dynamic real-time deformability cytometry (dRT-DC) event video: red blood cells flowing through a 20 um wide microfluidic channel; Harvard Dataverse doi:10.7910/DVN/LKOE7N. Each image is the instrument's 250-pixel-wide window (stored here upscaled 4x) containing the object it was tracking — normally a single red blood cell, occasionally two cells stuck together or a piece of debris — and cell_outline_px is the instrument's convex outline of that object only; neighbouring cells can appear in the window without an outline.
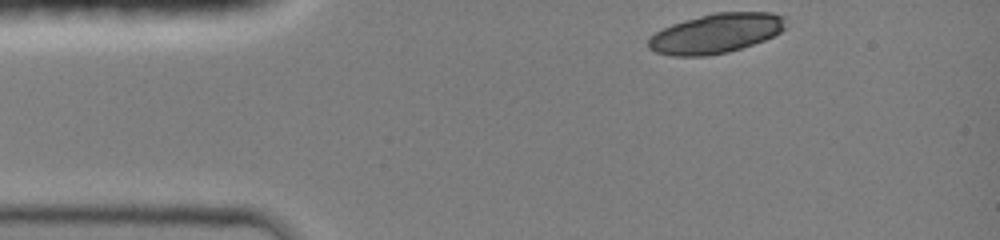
{"species": "common noctule bat (a hibernating species)", "species_latin": "Nyctalus noctula", "temperature_condition": "room temperature", "stored_images_in_passage": 35, "camera_frame_rate_fps": 3000, "um_per_image_px": 0.085, "animal": {"sex": "female", "body_mass_g": 19.0, "forearm_length_mm": 51.5}, "frame": {"image": 1, "passage_image": 1, "time_ms": 0.0, "image_size_px": [1000, 240], "cell_outline_px": [[784, 28], [780, 32], [764, 40], [728, 52], [708, 56], [672, 56], [656, 52], [648, 48], [648, 40], [656, 32], [672, 24], [684, 20], [712, 12], [772, 12], [784, 16]], "centroid_in_image_um": [60.84, 2.83], "position_along_channel_um": 24.2, "area_um2": 31.62}}